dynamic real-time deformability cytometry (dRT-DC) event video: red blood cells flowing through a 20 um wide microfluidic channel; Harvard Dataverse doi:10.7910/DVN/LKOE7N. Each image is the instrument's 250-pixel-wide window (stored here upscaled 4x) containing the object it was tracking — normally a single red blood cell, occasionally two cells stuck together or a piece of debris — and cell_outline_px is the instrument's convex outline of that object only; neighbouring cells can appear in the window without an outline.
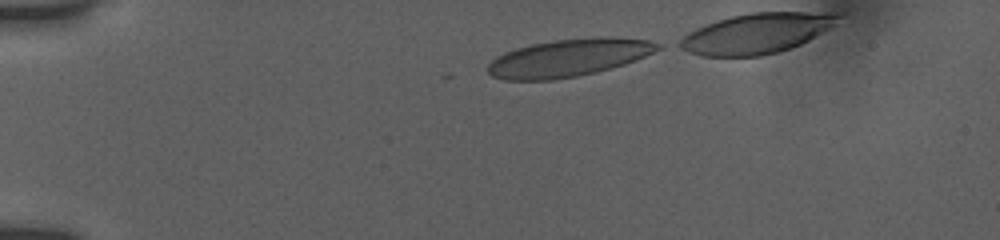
{"species": "human", "species_latin": "Homo sapiens", "temperature_condition": "room temperature", "stored_images_in_passage": 8, "segment_of_instrument_passage": [1, 2], "camera_frame_rate_fps": 3000, "um_per_image_px": 0.085, "donor": {"sex": "female"}, "frame": {"image": 1, "passage_image": 1, "time_ms": 0.0, "image_size_px": [1000, 240], "cell_outline_px": [[664, 48], [624, 64], [596, 72], [576, 76], [552, 80], [504, 80], [492, 76], [488, 72], [488, 64], [496, 56], [504, 52], [516, 48], [532, 44], [556, 40], [600, 36], [612, 36], [648, 40], [664, 44]], "centroid_in_image_um": [48.36, 4.9], "position_along_channel_um": 36.6, "area_um2": 37.34}}
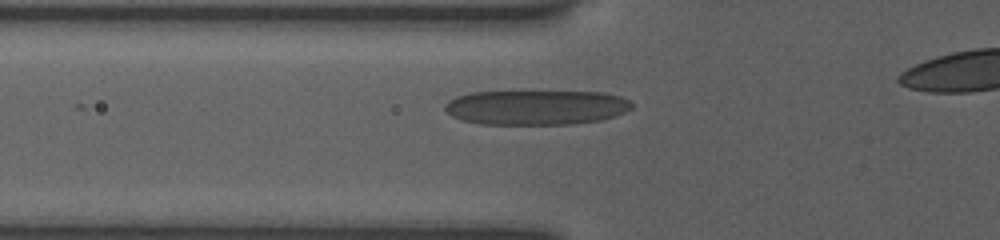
{"frame": {"image": 2, "passage_image": 7, "time_ms": 2.667, "image_size_px": [1000, 240], "cell_outline_px": [[632, 108], [616, 116], [600, 120], [572, 124], [484, 124], [464, 120], [452, 116], [444, 108], [444, 104], [448, 100], [456, 96], [472, 92], [604, 92], [620, 96], [628, 100], [632, 104]], "centroid_in_image_um": [45.58, 9.13], "position_along_channel_um": 80.2, "area_um2": 37.74}}